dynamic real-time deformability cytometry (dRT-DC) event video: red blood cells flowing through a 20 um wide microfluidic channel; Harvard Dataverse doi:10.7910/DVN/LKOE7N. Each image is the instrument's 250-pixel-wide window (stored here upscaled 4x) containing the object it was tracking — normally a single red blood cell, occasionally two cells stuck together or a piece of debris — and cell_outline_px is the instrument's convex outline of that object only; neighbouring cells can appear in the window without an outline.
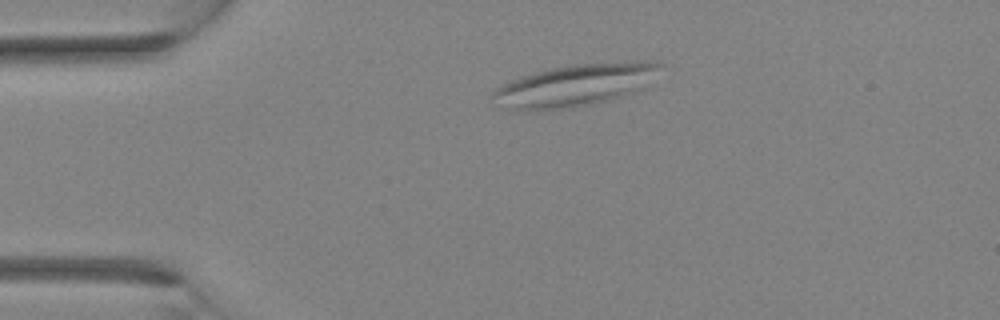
{"species": "Egyptian fruit bat (a non-hibernating species)", "species_latin": "Rousettus aegyptiacus", "temperature_condition": "room temperature", "stored_images_in_passage": 30, "camera_frame_rate_fps": 3000, "um_per_image_px": 0.085, "animal": {"sex": "female"}, "frame": {"image": 1, "passage_image": 4, "time_ms": 1.0, "image_size_px": [1000, 320], "cell_outline_px": [[664, 64], [636, 92], [608, 100], [592, 104], [572, 108], [536, 112], [520, 112], [488, 96], [496, 88], [512, 80], [536, 72], [552, 68], [576, 64], [644, 60], [652, 60]], "centroid_in_image_um": [48.88, 7.26], "position_along_channel_um": 36.1, "area_um2": 40.86}}
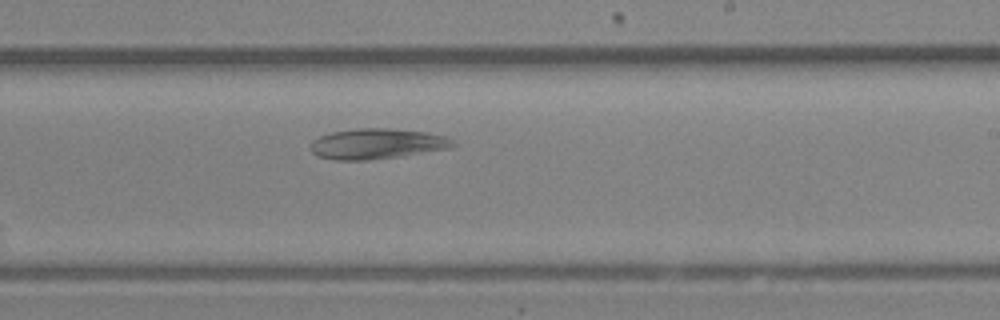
{"frame": {"image": 2, "passage_image": 17, "time_ms": 5.333, "image_size_px": [1000, 320], "cell_outline_px": [[456, 144], [452, 148], [400, 156], [368, 160], [336, 160], [316, 156], [312, 152], [312, 140], [320, 136], [332, 132], [360, 128], [388, 128], [428, 132], [444, 136], [452, 140]], "centroid_in_image_um": [32.06, 12.22], "position_along_channel_um": 256.9, "area_um2": 25.2}}
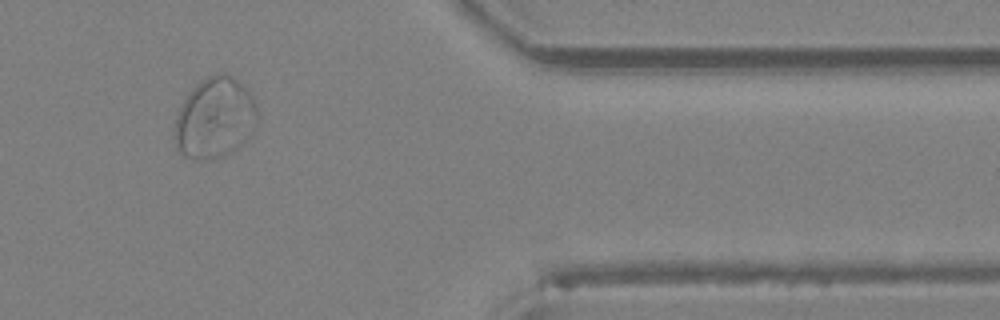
{"frame": {"image": 3, "passage_image": 25, "time_ms": 8.0, "image_size_px": [1000, 320], "cell_outline_px": [[260, 116], [252, 136], [232, 152], [224, 156], [212, 160], [196, 160], [184, 156], [176, 152], [176, 116], [180, 104], [188, 92], [196, 84], [208, 76], [216, 72], [228, 72], [252, 96]], "centroid_in_image_um": [18.28, 10.05], "position_along_channel_um": 393.1, "area_um2": 39.71}}